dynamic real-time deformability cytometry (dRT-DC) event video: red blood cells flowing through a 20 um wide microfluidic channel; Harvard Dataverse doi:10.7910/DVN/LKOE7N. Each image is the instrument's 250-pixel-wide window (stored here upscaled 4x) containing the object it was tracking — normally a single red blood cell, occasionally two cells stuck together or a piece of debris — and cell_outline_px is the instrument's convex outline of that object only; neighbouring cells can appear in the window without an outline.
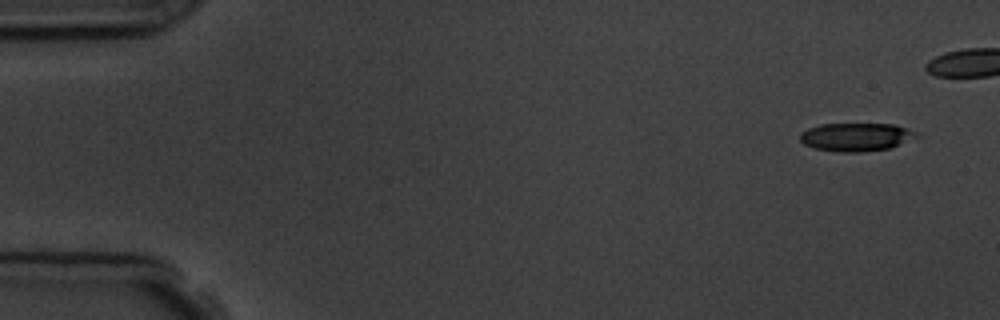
{"species": "common noctule bat (a hibernating species)", "species_latin": "Nyctalus noctula", "temperature_condition": "room temperature", "stored_images_in_passage": 5, "camera_frame_rate_fps": 3000, "um_per_image_px": 0.085, "animal": {"sex": "male", "body_mass_g": 19.5, "forearm_length_mm": 54.6}, "frame": {"image": 1, "passage_image": 1, "time_ms": 0.0, "image_size_px": [1000, 320], "cell_outline_px": [[924, 136], [888, 148], [864, 152], [836, 152], [816, 148], [804, 144], [800, 140], [800, 132], [808, 128], [820, 124], [896, 124], [908, 128]], "centroid_in_image_um": [72.82, 11.64], "position_along_channel_um": 12.2, "area_um2": 19.42}}
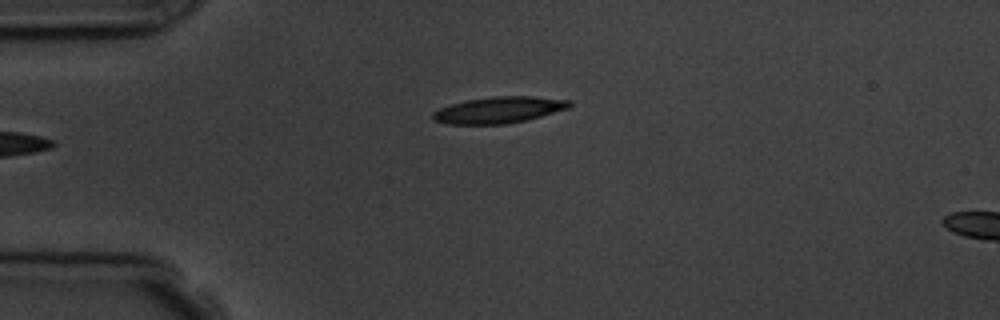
{"frame": {"image": 2, "passage_image": 5, "time_ms": 5.333, "image_size_px": [1000, 320], "cell_outline_px": [[572, 104], [568, 108], [540, 116], [508, 124], [448, 124], [432, 120], [432, 112], [440, 108], [452, 104], [468, 100], [496, 96], [532, 96], [572, 100]], "centroid_in_image_um": [42.4, 9.34], "position_along_channel_um": 42.6, "area_um2": 20.87}}